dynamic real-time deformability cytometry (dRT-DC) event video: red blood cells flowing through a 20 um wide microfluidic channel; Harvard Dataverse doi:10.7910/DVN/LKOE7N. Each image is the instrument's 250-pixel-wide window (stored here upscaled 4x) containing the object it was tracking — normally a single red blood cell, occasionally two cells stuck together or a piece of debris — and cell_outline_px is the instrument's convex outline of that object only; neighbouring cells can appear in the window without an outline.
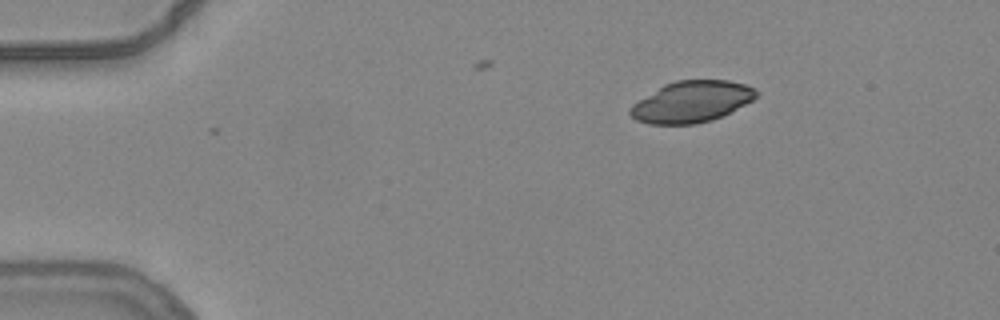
{"species": "common noctule bat (a hibernating species)", "species_latin": "Nyctalus noctula", "temperature_condition": "warm", "stored_images_in_passage": 3, "camera_frame_rate_fps": 3000, "um_per_image_px": 0.085, "animal": {"sex": "female", "body_mass_g": 24.6, "forearm_length_mm": 56.2}, "frame": {"image": 1, "passage_image": 3, "time_ms": 0.667, "image_size_px": [1000, 320], "cell_outline_px": [[760, 92], [752, 100], [712, 120], [696, 124], [648, 124], [636, 120], [628, 112], [628, 108], [632, 104], [664, 84], [676, 80], [728, 80], [744, 84], [756, 88]], "centroid_in_image_um": [58.76, 8.64], "position_along_channel_um": 26.2, "area_um2": 30.23}}